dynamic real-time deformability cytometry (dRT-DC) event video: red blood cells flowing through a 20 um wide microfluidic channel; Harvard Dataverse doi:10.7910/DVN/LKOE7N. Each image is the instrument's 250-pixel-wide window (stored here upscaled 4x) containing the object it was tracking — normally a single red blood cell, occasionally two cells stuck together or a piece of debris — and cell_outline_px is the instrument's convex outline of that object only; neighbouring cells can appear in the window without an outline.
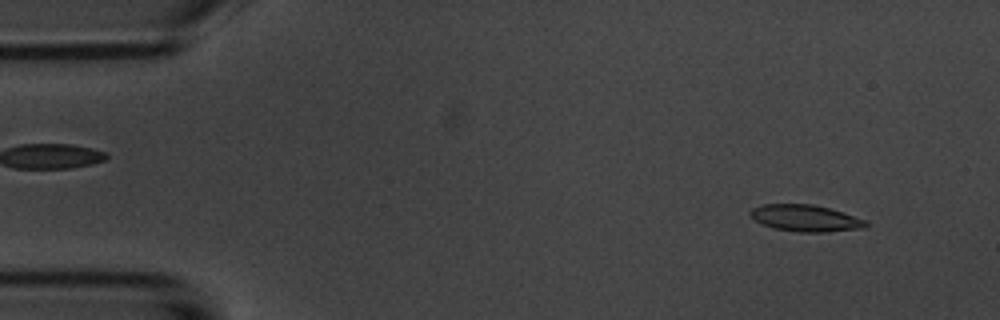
{"species": "common noctule bat (a hibernating species)", "species_latin": "Nyctalus noctula", "temperature_condition": "room temperature", "stored_images_in_passage": 4, "camera_frame_rate_fps": 3000, "um_per_image_px": 0.085, "animal": {"sex": "male", "body_mass_g": 20.1, "forearm_length_mm": 53.5}, "frame": {"image": 1, "passage_image": 2, "time_ms": 1.333, "image_size_px": [1000, 320], "cell_outline_px": [[868, 228], [824, 232], [800, 232], [772, 228], [756, 220], [748, 212], [752, 208], [764, 204], [812, 204], [828, 208], [868, 220]], "centroid_in_image_um": [68.51, 18.55], "position_along_channel_um": 16.5, "area_um2": 17.92}}
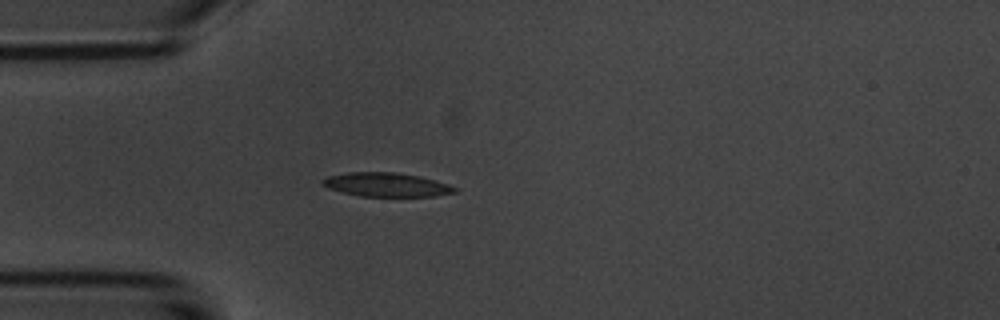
{"frame": {"image": 2, "passage_image": 4, "time_ms": 4.667, "image_size_px": [1000, 320], "cell_outline_px": [[460, 188], [456, 192], [436, 196], [360, 196], [328, 188], [320, 184], [320, 180], [328, 176], [348, 172], [396, 172], [420, 176], [436, 180]], "centroid_in_image_um": [32.86, 15.69], "position_along_channel_um": 52.1, "area_um2": 18.55}}